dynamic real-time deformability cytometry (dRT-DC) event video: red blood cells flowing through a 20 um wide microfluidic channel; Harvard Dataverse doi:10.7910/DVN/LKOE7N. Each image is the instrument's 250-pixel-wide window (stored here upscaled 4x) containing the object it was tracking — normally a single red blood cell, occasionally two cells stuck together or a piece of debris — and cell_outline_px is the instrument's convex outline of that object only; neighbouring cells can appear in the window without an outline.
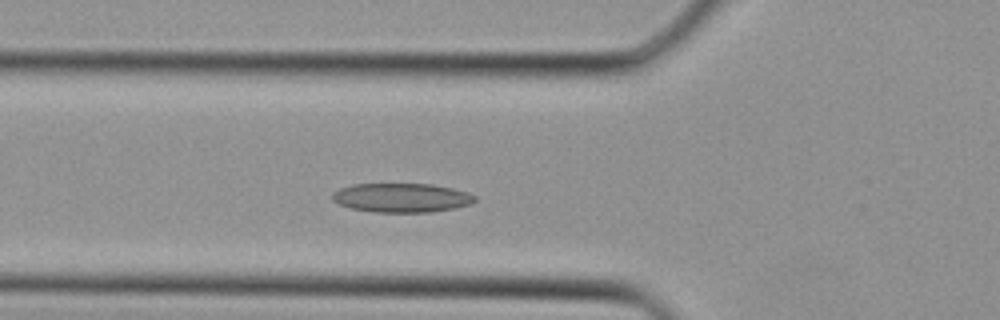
{"species": "Egyptian fruit bat (a non-hibernating species)", "species_latin": "Rousettus aegyptiacus", "temperature_condition": "cold", "stored_images_in_passage": 31, "camera_frame_rate_fps": 3000, "um_per_image_px": 0.085, "animal": {"sex": "female"}, "frame": {"image": 1, "passage_image": 8, "time_ms": 2.333, "image_size_px": [1000, 320], "cell_outline_px": [[476, 200], [468, 204], [452, 208], [428, 212], [376, 212], [352, 208], [340, 204], [332, 200], [332, 192], [340, 188], [352, 184], [432, 184], [452, 188], [468, 192], [476, 196]], "centroid_in_image_um": [34.11, 16.79], "position_along_channel_um": 91.7, "area_um2": 23.99}}
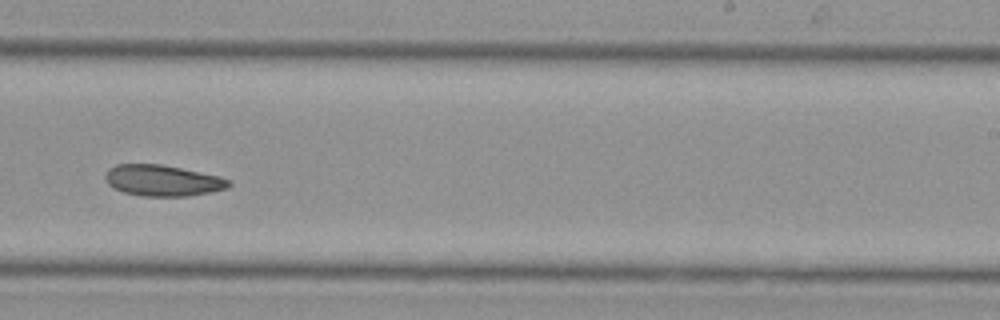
{"frame": {"image": 2, "passage_image": 18, "time_ms": 5.667, "image_size_px": [1000, 320], "cell_outline_px": [[232, 184], [228, 188], [188, 196], [140, 196], [124, 192], [108, 184], [104, 176], [108, 168], [116, 164], [160, 164], [220, 176], [228, 180]], "centroid_in_image_um": [13.8, 15.34], "position_along_channel_um": 275.2, "area_um2": 22.25}}
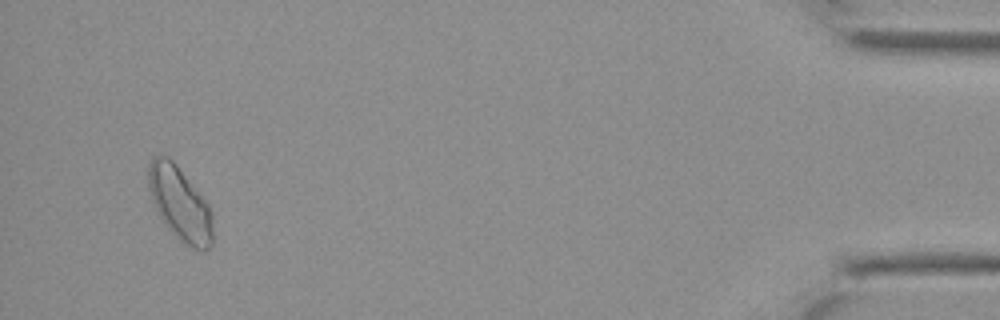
{"frame": {"image": 3, "passage_image": 30, "time_ms": 9.667, "image_size_px": [1000, 320], "cell_outline_px": [[212, 244], [204, 252], [192, 248], [184, 244], [164, 224], [152, 200], [148, 188], [148, 164], [152, 156], [168, 156], [176, 164], [208, 204], [212, 212]], "centroid_in_image_um": [15.28, 17.32], "position_along_channel_um": 419.9, "area_um2": 27.57}}